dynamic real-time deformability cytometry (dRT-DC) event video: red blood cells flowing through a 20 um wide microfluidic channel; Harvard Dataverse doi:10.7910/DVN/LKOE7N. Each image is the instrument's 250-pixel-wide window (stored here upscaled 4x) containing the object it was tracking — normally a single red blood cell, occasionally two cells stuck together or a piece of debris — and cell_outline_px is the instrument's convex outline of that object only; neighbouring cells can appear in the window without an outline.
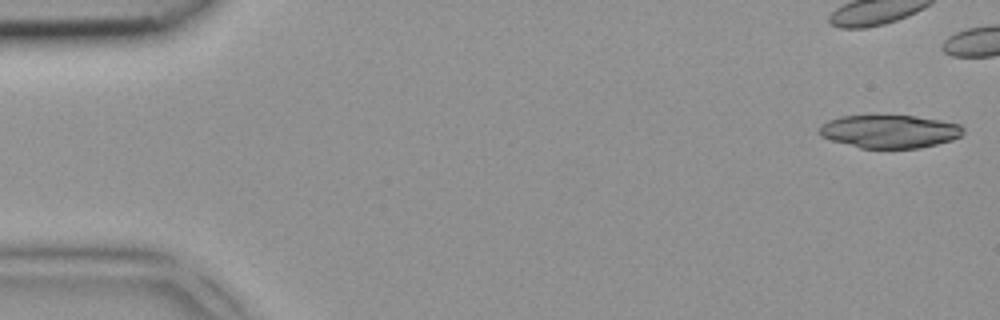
{"species": "common noctule bat (a hibernating species)", "species_latin": "Nyctalus noctula", "temperature_condition": "room temperature", "stored_images_in_passage": 5, "camera_frame_rate_fps": 3000, "um_per_image_px": 0.085, "animal": {"sex": "female", "body_mass_g": 18.4}, "frame": {"image": 1, "passage_image": 1, "time_ms": 0.0, "image_size_px": [1000, 320], "cell_outline_px": [[964, 132], [960, 136], [952, 140], [920, 148], [860, 148], [832, 140], [820, 136], [816, 132], [820, 124], [828, 120], [840, 116], [916, 116], [940, 120], [960, 124], [964, 128]], "centroid_in_image_um": [75.59, 11.17], "position_along_channel_um": 9.4, "area_um2": 27.86}}
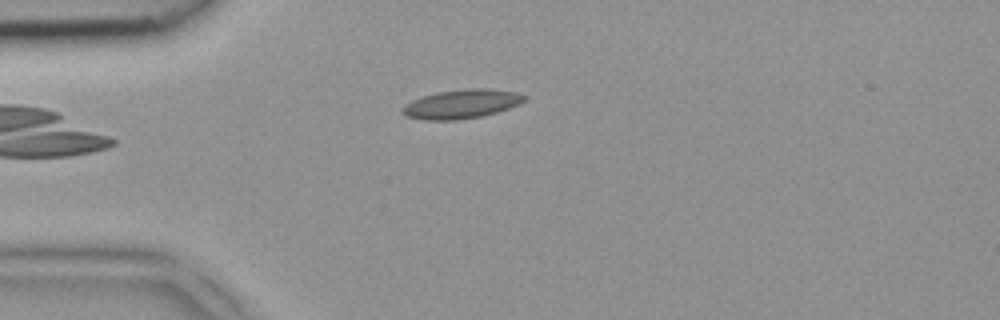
{"frame": {"image": 2, "passage_image": 5, "time_ms": 1.333, "image_size_px": [1000, 320], "cell_outline_px": [[528, 96], [520, 104], [496, 112], [480, 116], [456, 120], [424, 120], [408, 116], [404, 112], [404, 104], [412, 100], [436, 92], [468, 88], [484, 88], [516, 92]], "centroid_in_image_um": [39.26, 8.83], "position_along_channel_um": 45.7, "area_um2": 20.35}}